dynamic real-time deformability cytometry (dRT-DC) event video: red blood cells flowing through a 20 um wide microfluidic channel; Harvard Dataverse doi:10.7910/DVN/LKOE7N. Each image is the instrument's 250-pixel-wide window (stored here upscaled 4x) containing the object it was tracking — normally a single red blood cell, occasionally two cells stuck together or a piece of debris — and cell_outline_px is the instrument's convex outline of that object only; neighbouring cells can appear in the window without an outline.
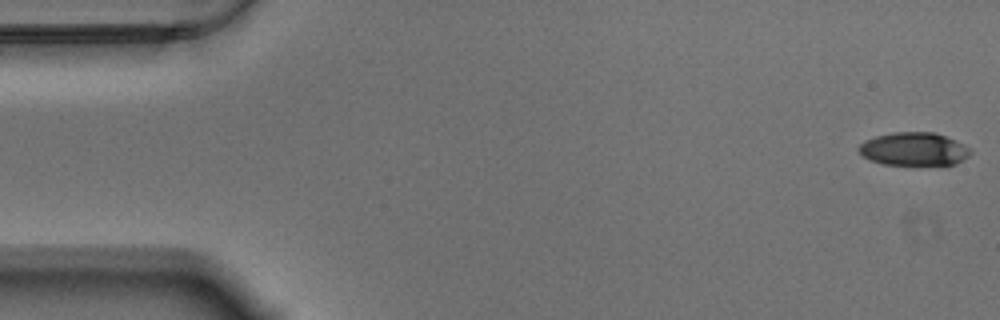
{"species": "Egyptian fruit bat (a non-hibernating species)", "species_latin": "Rousettus aegyptiacus", "temperature_condition": "warm", "stored_images_in_passage": 57, "camera_frame_rate_fps": 3000, "um_per_image_px": 0.085, "animal": {"sex": "male"}, "frame": {"image": 1, "passage_image": 1, "time_ms": 0.0, "image_size_px": [1000, 320], "cell_outline_px": [[972, 152], [968, 156], [956, 164], [884, 164], [868, 160], [856, 148], [864, 140], [876, 136], [892, 132], [932, 132], [944, 136], [968, 148]], "centroid_in_image_um": [77.61, 12.66], "position_along_channel_um": 7.4, "area_um2": 21.21}}
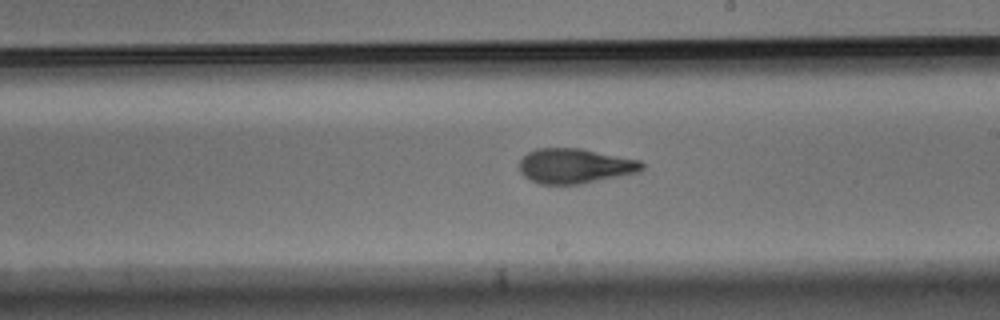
{"frame": {"image": 2, "passage_image": 32, "time_ms": 10.333, "image_size_px": [1000, 320], "cell_outline_px": [[644, 168], [640, 172], [580, 184], [540, 184], [524, 176], [520, 172], [520, 160], [528, 152], [536, 148], [580, 148], [640, 160], [644, 164]], "centroid_in_image_um": [48.88, 14.1], "position_along_channel_um": 240.1, "area_um2": 24.91}}
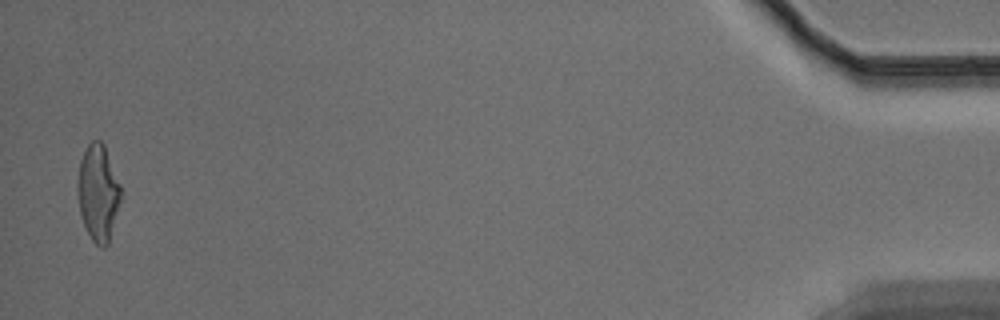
{"frame": {"image": 3, "passage_image": 56, "time_ms": 18.333, "image_size_px": [1000, 320], "cell_outline_px": [[120, 200], [108, 244], [104, 248], [100, 248], [92, 240], [80, 216], [76, 192], [76, 180], [80, 160], [88, 144], [92, 140], [100, 140], [104, 144], [120, 184]], "centroid_in_image_um": [8.3, 16.37], "position_along_channel_um": 426.9, "area_um2": 24.33}, "authors_computed_cell_mechanics": {"area_um2": 24.5072, "velocity_mm_per_s": 3.5093, "shape_relaxation_time_tau1_ms": 4.3877, "shape_relaxation_time_tau2_ms": 1.8619, "deformation_change_tau1": 0.1885, "deformation_change_tau2": 0.086}}